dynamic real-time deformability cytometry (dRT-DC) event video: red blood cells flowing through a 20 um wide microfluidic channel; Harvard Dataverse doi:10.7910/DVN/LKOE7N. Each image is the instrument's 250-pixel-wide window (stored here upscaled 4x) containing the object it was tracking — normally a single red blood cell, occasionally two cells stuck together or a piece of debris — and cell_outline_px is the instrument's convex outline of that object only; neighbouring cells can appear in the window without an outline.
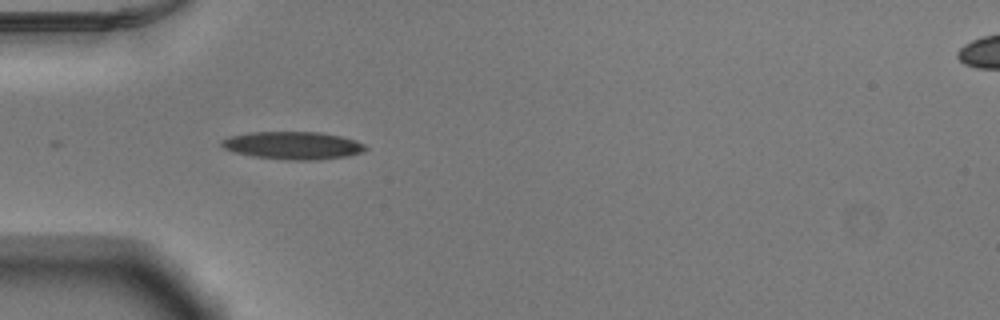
{"species": "Egyptian fruit bat (a non-hibernating species)", "species_latin": "Rousettus aegyptiacus", "temperature_condition": "warm", "stored_images_in_passage": 20, "camera_frame_rate_fps": 3000, "um_per_image_px": 0.085, "animal": {"sex": "male"}, "frame": {"image": 1, "passage_image": 1, "time_ms": 0.0, "image_size_px": [1000, 320], "cell_outline_px": [[368, 148], [364, 152], [348, 156], [316, 160], [288, 160], [256, 156], [236, 152], [224, 148], [220, 144], [220, 140], [228, 136], [248, 132], [320, 132], [340, 136], [356, 140], [364, 144]], "centroid_in_image_um": [24.92, 12.35], "position_along_channel_um": 60.1, "area_um2": 23.29}}
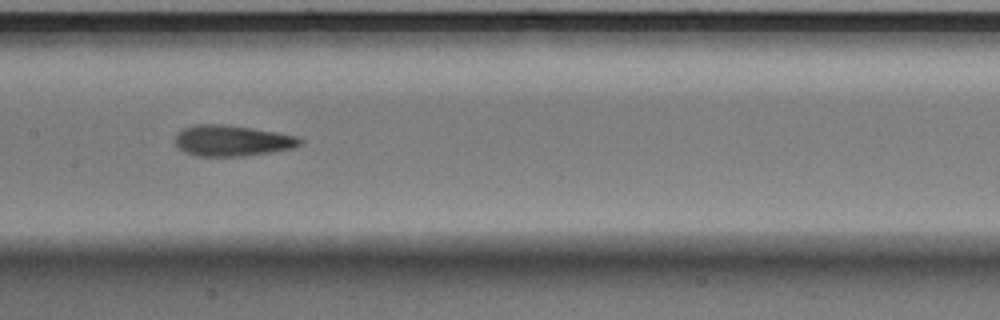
{"frame": {"image": 2, "passage_image": 11, "time_ms": 3.333, "image_size_px": [1000, 320], "cell_outline_px": [[304, 140], [300, 144], [292, 148], [268, 152], [240, 156], [196, 156], [184, 152], [176, 144], [176, 136], [184, 128], [196, 124], [220, 124], [252, 128], [276, 132], [296, 136]], "centroid_in_image_um": [19.72, 11.95], "position_along_channel_um": 187.7, "area_um2": 22.14}}
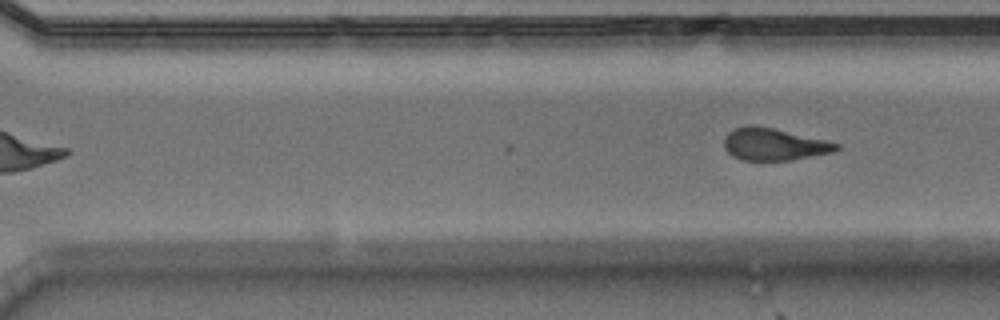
{"frame": {"image": 3, "passage_image": 20, "time_ms": 6.333, "image_size_px": [1000, 320], "cell_outline_px": [[840, 148], [836, 152], [792, 160], [740, 160], [732, 156], [724, 148], [724, 140], [728, 132], [736, 128], [748, 124], [772, 128], [824, 140], [840, 144]], "centroid_in_image_um": [65.78, 12.28], "position_along_channel_um": 304.8, "area_um2": 20.98}}